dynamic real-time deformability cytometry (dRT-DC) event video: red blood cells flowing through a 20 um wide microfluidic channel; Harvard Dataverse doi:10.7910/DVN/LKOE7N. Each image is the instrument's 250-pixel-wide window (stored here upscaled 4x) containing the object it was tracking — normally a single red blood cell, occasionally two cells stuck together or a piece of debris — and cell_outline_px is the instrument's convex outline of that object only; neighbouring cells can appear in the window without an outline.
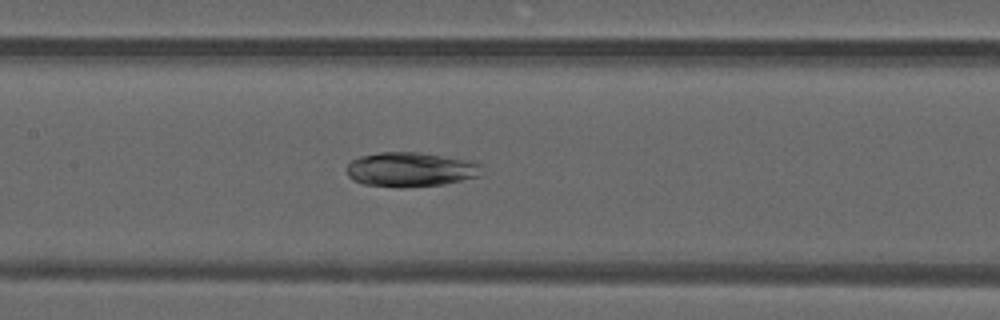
{"species": "common noctule bat (a hibernating species)", "species_latin": "Nyctalus noctula", "temperature_condition": "warm", "stored_images_in_passage": 48, "camera_frame_rate_fps": 3000, "um_per_image_px": 0.085, "animal": {"sex": "male", "forearm_length_mm": 52.5}, "frame": {"image": 1, "passage_image": 23, "time_ms": 7.333, "image_size_px": [1000, 320], "cell_outline_px": [[484, 172], [480, 176], [444, 184], [396, 188], [364, 184], [352, 180], [348, 176], [348, 164], [352, 160], [360, 156], [380, 152], [416, 152], [476, 160], [484, 164]], "centroid_in_image_um": [34.99, 14.4], "position_along_channel_um": 172.4, "area_um2": 27.69}}
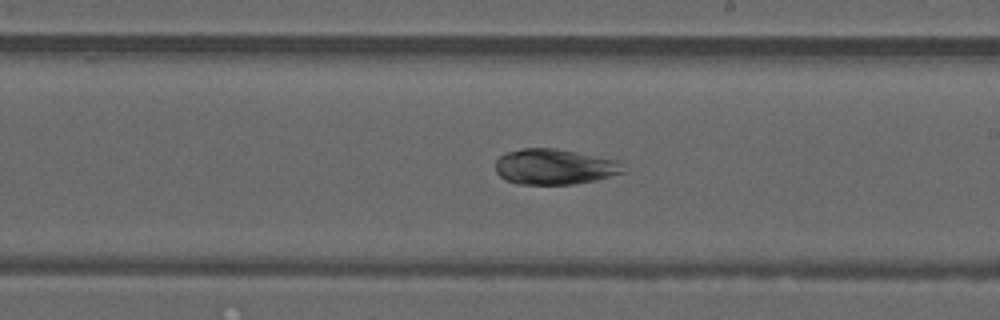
{"frame": {"image": 2, "passage_image": 28, "time_ms": 9.0, "image_size_px": [1000, 320], "cell_outline_px": [[628, 168], [624, 172], [596, 180], [572, 184], [516, 184], [504, 180], [496, 172], [496, 160], [504, 152], [524, 148], [556, 148], [616, 160]], "centroid_in_image_um": [47.11, 14.17], "position_along_channel_um": 241.9, "area_um2": 26.59}}
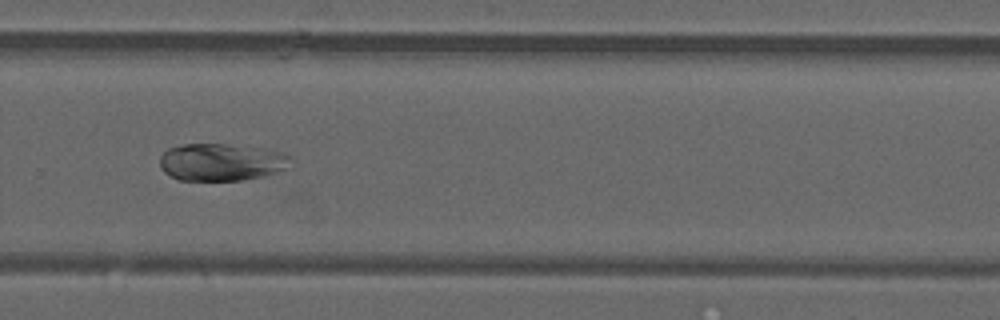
{"frame": {"image": 3, "passage_image": 33, "time_ms": 10.667, "image_size_px": [1000, 320], "cell_outline_px": [[292, 168], [264, 176], [240, 180], [180, 180], [164, 172], [160, 168], [160, 156], [168, 148], [184, 144], [224, 144], [268, 148], [284, 152], [288, 156]], "centroid_in_image_um": [18.87, 13.77], "position_along_channel_um": 310.9, "area_um2": 28.78}}